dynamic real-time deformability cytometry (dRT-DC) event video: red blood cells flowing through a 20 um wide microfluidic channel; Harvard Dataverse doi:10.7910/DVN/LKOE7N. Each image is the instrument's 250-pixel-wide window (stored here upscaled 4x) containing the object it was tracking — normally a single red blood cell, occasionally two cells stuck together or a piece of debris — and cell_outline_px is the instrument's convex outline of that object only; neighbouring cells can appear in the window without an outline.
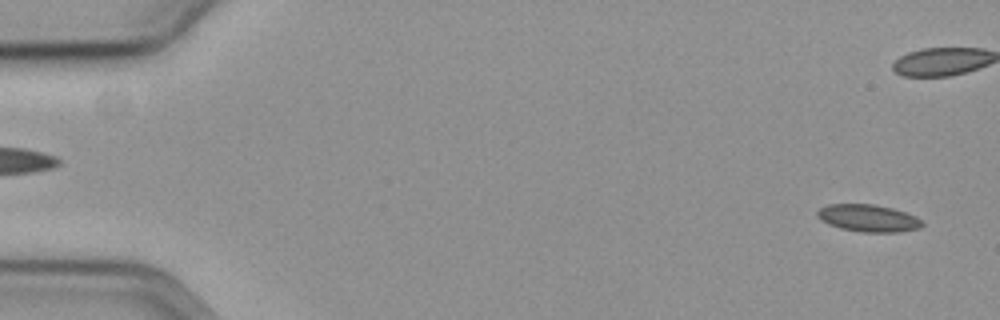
{"species": "common noctule bat (a hibernating species)", "species_latin": "Nyctalus noctula", "temperature_condition": "cold", "stored_images_in_passage": 14, "camera_frame_rate_fps": 3000, "um_per_image_px": 0.085, "animal": {"sex": "female", "body_mass_g": 19.3, "forearm_length_mm": 54.1}, "frame": {"image": 1, "passage_image": 3, "time_ms": 0.667, "image_size_px": [1000, 320], "cell_outline_px": [[924, 224], [920, 228], [900, 232], [860, 232], [840, 228], [828, 224], [820, 220], [816, 216], [816, 212], [820, 208], [828, 204], [872, 204], [892, 208], [916, 216]], "centroid_in_image_um": [73.78, 18.55], "position_along_channel_um": 11.2, "area_um2": 16.7}}